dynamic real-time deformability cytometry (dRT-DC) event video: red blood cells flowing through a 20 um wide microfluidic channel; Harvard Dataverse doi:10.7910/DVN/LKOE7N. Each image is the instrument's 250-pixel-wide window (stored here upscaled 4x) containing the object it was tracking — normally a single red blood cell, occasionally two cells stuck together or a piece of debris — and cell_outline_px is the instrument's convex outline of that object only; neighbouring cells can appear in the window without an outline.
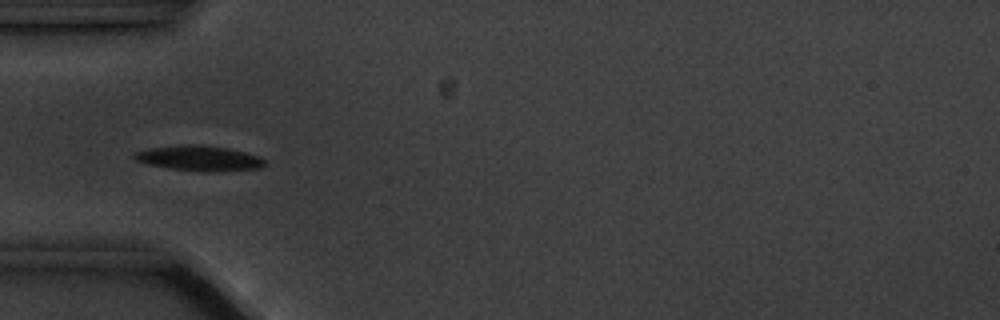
{"species": "common noctule bat (a hibernating species)", "species_latin": "Nyctalus noctula", "temperature_condition": "cold", "stored_images_in_passage": 6, "camera_frame_rate_fps": 3000, "um_per_image_px": 0.085, "animal": {"sex": "male", "body_mass_g": 20.1, "forearm_length_mm": 53.5}, "frame": {"image": 1, "passage_image": 5, "time_ms": 4.667, "image_size_px": [1000, 320], "cell_outline_px": [[268, 164], [260, 168], [204, 172], [172, 168], [148, 164], [136, 160], [132, 156], [132, 152], [148, 148], [188, 144], [200, 144], [228, 148], [260, 156]], "centroid_in_image_um": [16.93, 13.44], "position_along_channel_um": 68.1, "area_um2": 19.13}}
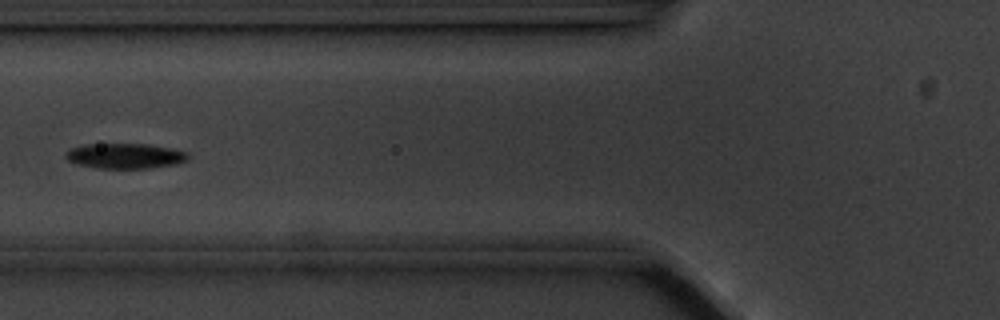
{"frame": {"image": 2, "passage_image": 6, "time_ms": 6.0, "image_size_px": [1000, 320], "cell_outline_px": [[188, 160], [180, 164], [152, 168], [96, 168], [76, 164], [68, 160], [64, 156], [72, 148], [84, 144], [148, 144], [188, 152]], "centroid_in_image_um": [10.66, 13.26], "position_along_channel_um": 115.1, "area_um2": 18.03}}